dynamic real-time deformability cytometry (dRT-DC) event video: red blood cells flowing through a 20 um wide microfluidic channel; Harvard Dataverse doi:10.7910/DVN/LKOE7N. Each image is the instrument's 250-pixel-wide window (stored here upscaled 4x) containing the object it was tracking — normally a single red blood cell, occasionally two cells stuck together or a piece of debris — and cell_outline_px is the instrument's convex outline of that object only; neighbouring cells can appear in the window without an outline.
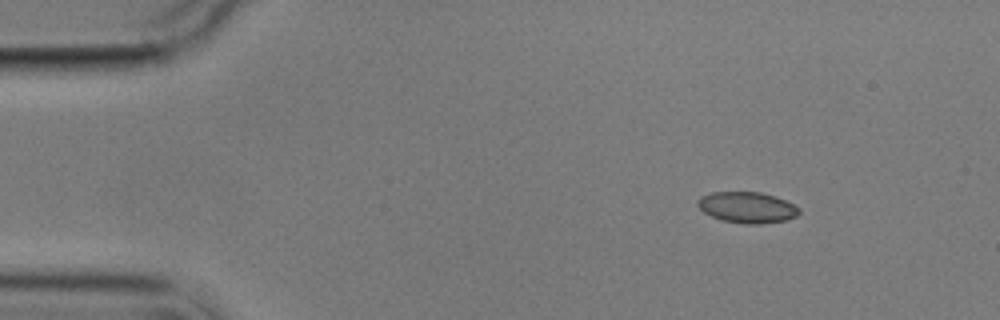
{"species": "common noctule bat (a hibernating species)", "species_latin": "Nyctalus noctula", "temperature_condition": "cold", "stored_images_in_passage": 8, "camera_frame_rate_fps": 3000, "um_per_image_px": 0.085, "animal": {"sex": "male", "body_mass_g": 17.9}, "frame": {"image": 1, "passage_image": 1, "time_ms": 0.0, "image_size_px": [1000, 320], "cell_outline_px": [[800, 212], [796, 216], [788, 220], [760, 224], [744, 224], [724, 220], [712, 216], [704, 212], [696, 204], [696, 200], [700, 196], [712, 192], [760, 192], [776, 196], [800, 208]], "centroid_in_image_um": [63.51, 17.63], "position_along_channel_um": 21.5, "area_um2": 18.38}}
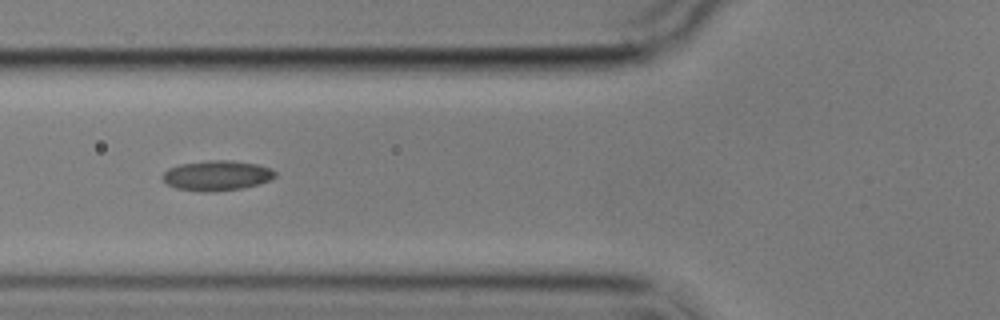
{"frame": {"image": 2, "passage_image": 5, "time_ms": 4.667, "image_size_px": [1000, 320], "cell_outline_px": [[276, 176], [272, 180], [260, 184], [240, 188], [212, 192], [200, 192], [176, 188], [168, 184], [164, 180], [164, 172], [168, 168], [180, 164], [208, 160], [228, 160], [256, 164], [272, 168], [276, 172]], "centroid_in_image_um": [18.47, 14.92], "position_along_channel_um": 107.3, "area_um2": 19.77}}
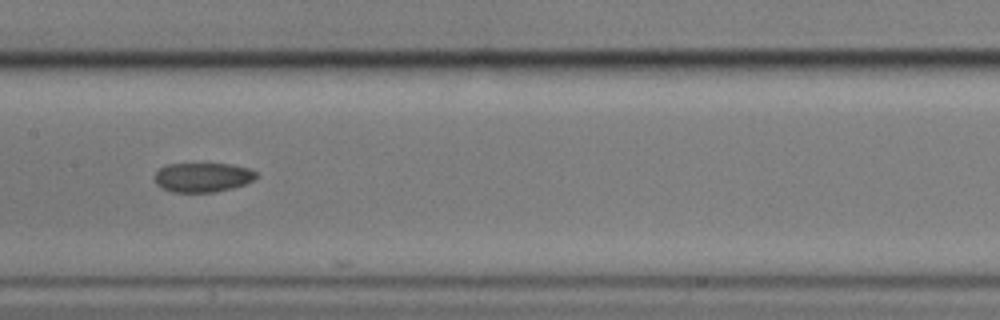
{"frame": {"image": 3, "passage_image": 7, "time_ms": 7.0, "image_size_px": [1000, 320], "cell_outline_px": [[260, 176], [244, 184], [232, 188], [216, 192], [172, 192], [160, 188], [156, 184], [156, 172], [160, 168], [168, 164], [232, 164], [248, 168], [256, 172]], "centroid_in_image_um": [17.24, 15.08], "position_along_channel_um": 190.2, "area_um2": 17.4}}